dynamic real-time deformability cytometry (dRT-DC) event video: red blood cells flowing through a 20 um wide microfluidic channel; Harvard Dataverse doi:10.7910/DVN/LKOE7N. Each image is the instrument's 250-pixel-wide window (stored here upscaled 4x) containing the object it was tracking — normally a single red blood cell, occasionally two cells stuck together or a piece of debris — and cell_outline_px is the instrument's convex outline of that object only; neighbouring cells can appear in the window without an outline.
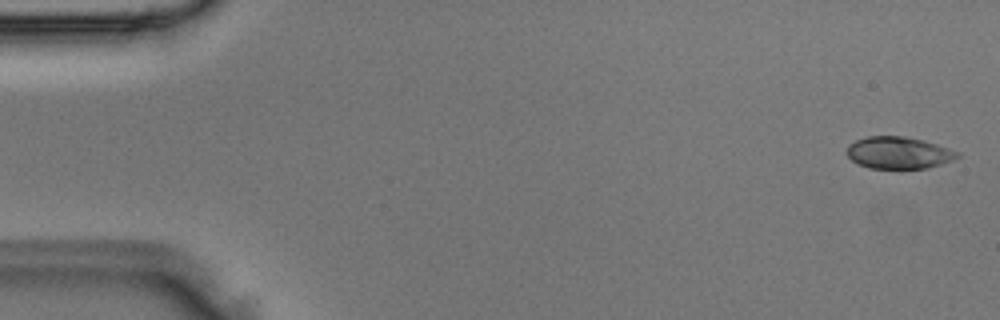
{"species": "Egyptian fruit bat (a non-hibernating species)", "species_latin": "Rousettus aegyptiacus", "temperature_condition": "room temperature", "stored_images_in_passage": 5, "camera_frame_rate_fps": 3000, "um_per_image_px": 0.085, "animal": {"sex": "male"}, "frame": {"image": 1, "passage_image": 1, "time_ms": 0.0, "image_size_px": [1000, 320], "cell_outline_px": [[960, 156], [952, 160], [928, 168], [868, 168], [852, 160], [844, 152], [848, 144], [856, 140], [868, 136], [904, 136], [924, 140], [960, 152]], "centroid_in_image_um": [76.36, 12.97], "position_along_channel_um": 8.6, "area_um2": 20.63}}
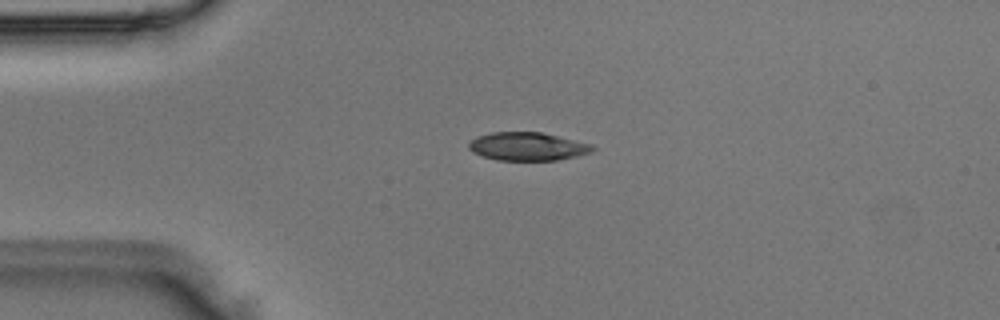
{"frame": {"image": 2, "passage_image": 3, "time_ms": 0.667, "image_size_px": [1000, 320], "cell_outline_px": [[596, 148], [592, 152], [576, 156], [556, 160], [500, 160], [484, 156], [472, 152], [468, 148], [468, 144], [476, 136], [492, 132], [540, 132], [592, 144]], "centroid_in_image_um": [44.84, 12.44], "position_along_channel_um": 40.2, "area_um2": 20.23}}